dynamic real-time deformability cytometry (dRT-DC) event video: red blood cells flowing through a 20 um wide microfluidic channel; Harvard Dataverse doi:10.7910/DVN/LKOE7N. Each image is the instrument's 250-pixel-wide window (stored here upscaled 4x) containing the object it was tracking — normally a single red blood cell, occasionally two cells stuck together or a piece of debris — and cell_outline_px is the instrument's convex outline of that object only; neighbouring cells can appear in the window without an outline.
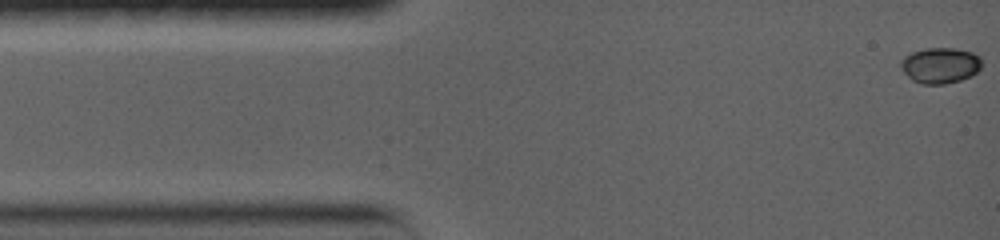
{"species": "common noctule bat (a hibernating species)", "species_latin": "Nyctalus noctula", "temperature_condition": "warm", "stored_images_in_passage": 56, "camera_frame_rate_fps": 5000, "um_per_image_px": 0.085, "animal": {"sex": "female", "body_mass_g": 19.0, "forearm_length_mm": 56.7}, "frame": {"image": 1, "passage_image": 1, "time_ms": 0.0, "image_size_px": [1000, 240], "cell_outline_px": [[980, 68], [972, 76], [960, 80], [944, 84], [920, 84], [912, 80], [900, 68], [900, 60], [904, 56], [912, 52], [924, 48], [956, 48], [972, 52], [980, 56]], "centroid_in_image_um": [79.89, 5.55], "position_along_channel_um": 5.1, "area_um2": 16.99}}
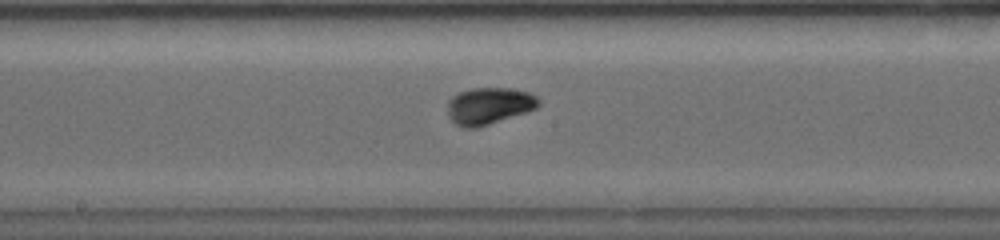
{"frame": {"image": 2, "passage_image": 27, "time_ms": 7.8, "image_size_px": [1000, 240], "cell_outline_px": [[540, 104], [536, 108], [476, 128], [464, 128], [456, 124], [448, 116], [448, 100], [452, 96], [460, 92], [472, 88], [508, 88], [528, 92], [536, 96], [540, 100]], "centroid_in_image_um": [41.54, 8.99], "position_along_channel_um": 206.7, "area_um2": 19.31}}
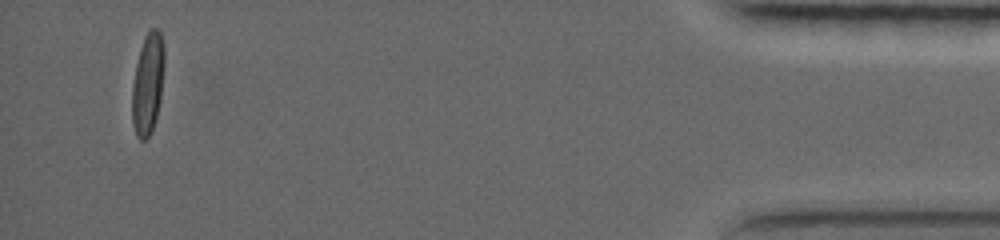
{"frame": {"image": 3, "passage_image": 56, "time_ms": 16.4, "image_size_px": [1000, 240], "cell_outline_px": [[164, 64], [160, 96], [156, 116], [152, 132], [144, 140], [140, 140], [136, 136], [132, 124], [132, 88], [136, 64], [140, 48], [144, 36], [152, 28], [156, 28], [160, 32], [164, 44]], "centroid_in_image_um": [12.55, 7.11], "position_along_channel_um": 422.7, "area_um2": 18.96}, "authors_computed_cell_mechanics": {"area_um2": 18.0625, "velocity_mm_per_s": 3.6556, "shape_relaxation_time_tau1_ms": 3.4272, "shape_relaxation_time_tau2_ms": null, "deformation_change_tau1": 0.1425, "deformation_change_tau2": null}}